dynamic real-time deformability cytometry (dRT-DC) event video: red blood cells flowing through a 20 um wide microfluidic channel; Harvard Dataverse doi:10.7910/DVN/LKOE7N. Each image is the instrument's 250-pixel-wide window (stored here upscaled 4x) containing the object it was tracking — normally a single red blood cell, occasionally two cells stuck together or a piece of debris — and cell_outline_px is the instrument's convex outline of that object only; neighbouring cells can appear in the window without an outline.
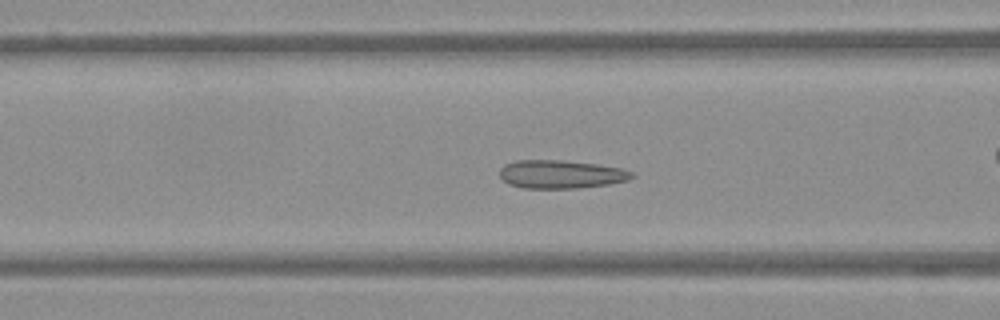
{"species": "Egyptian fruit bat (a non-hibernating species)", "species_latin": "Rousettus aegyptiacus", "temperature_condition": "warm", "stored_images_in_passage": 39, "camera_frame_rate_fps": 3000, "um_per_image_px": 0.085, "frame": {"image": 1, "passage_image": 6, "time_ms": 1.667, "image_size_px": [1000, 320], "cell_outline_px": [[636, 176], [628, 180], [612, 184], [576, 188], [524, 188], [508, 184], [500, 176], [500, 168], [504, 164], [516, 160], [564, 160], [596, 164], [620, 168], [632, 172]], "centroid_in_image_um": [47.68, 14.81], "position_along_channel_um": 118.9, "area_um2": 21.91}}